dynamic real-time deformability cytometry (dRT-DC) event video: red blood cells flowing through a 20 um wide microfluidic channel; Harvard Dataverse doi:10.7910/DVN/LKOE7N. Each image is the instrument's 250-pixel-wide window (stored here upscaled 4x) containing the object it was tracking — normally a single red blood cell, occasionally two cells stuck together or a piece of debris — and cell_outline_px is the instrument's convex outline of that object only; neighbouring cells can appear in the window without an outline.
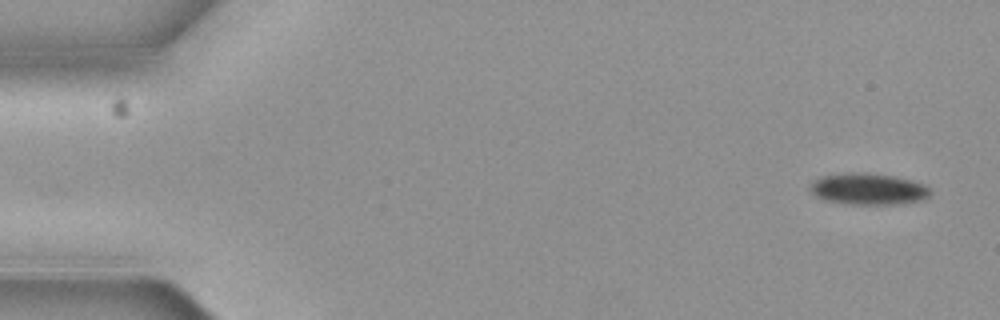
{"species": "common noctule bat (a hibernating species)", "species_latin": "Nyctalus noctula", "temperature_condition": "cold", "stored_images_in_passage": 4, "camera_frame_rate_fps": 3000, "um_per_image_px": 0.085, "animal": {"sex": "female", "body_mass_g": 19.3, "forearm_length_mm": 54.1}, "frame": {"image": 1, "passage_image": 1, "time_ms": 0.0, "image_size_px": [1000, 320], "cell_outline_px": [[928, 196], [920, 200], [904, 204], [852, 204], [824, 200], [816, 196], [812, 192], [812, 184], [820, 176], [852, 172], [868, 172], [892, 176], [908, 180], [920, 184], [928, 188]], "centroid_in_image_um": [73.77, 16.06], "position_along_channel_um": 11.2, "area_um2": 21.56}}